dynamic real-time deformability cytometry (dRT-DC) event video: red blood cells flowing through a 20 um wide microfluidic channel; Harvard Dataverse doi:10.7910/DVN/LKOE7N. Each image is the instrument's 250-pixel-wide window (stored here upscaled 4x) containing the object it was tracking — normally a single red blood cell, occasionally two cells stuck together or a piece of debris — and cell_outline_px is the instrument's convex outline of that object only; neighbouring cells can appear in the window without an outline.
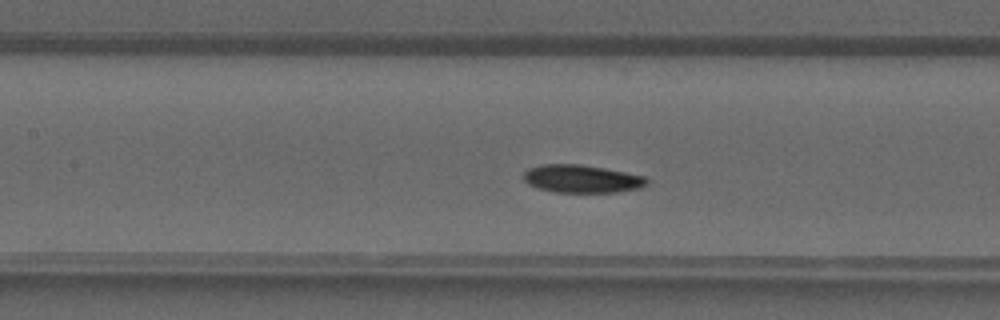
{"species": "common noctule bat (a hibernating species)", "species_latin": "Nyctalus noctula", "temperature_condition": "warm", "stored_images_in_passage": 29, "segment_of_instrument_passage": [1, 2], "camera_frame_rate_fps": 3000, "um_per_image_px": 0.085, "animal": {"sex": "male", "forearm_length_mm": 52.5}, "frame": {"image": 1, "passage_image": 6, "time_ms": 1.667, "image_size_px": [1000, 320], "cell_outline_px": [[648, 184], [640, 188], [616, 192], [556, 192], [536, 188], [528, 184], [524, 180], [524, 172], [528, 168], [540, 164], [580, 164], [604, 168], [644, 176], [648, 180]], "centroid_in_image_um": [49.42, 15.2], "position_along_channel_um": 158.0, "area_um2": 20.06}}
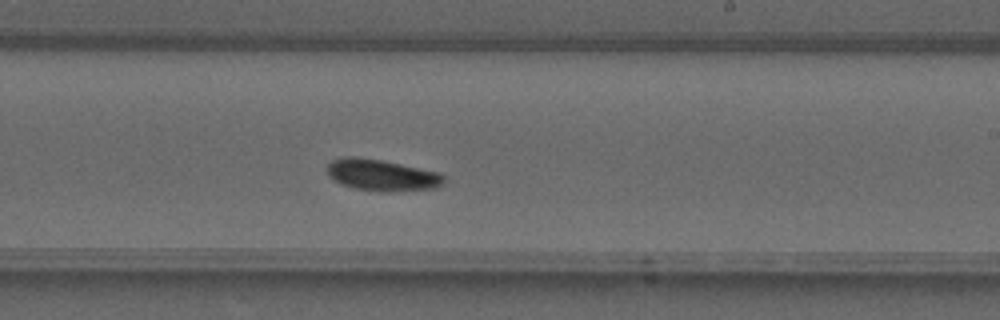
{"frame": {"image": 2, "passage_image": 12, "time_ms": 3.667, "image_size_px": [1000, 320], "cell_outline_px": [[444, 184], [436, 188], [388, 192], [356, 188], [340, 184], [332, 180], [328, 176], [328, 164], [332, 160], [344, 156], [356, 156], [380, 160], [440, 172], [444, 176]], "centroid_in_image_um": [32.45, 14.88], "position_along_channel_um": 256.5, "area_um2": 21.44}}
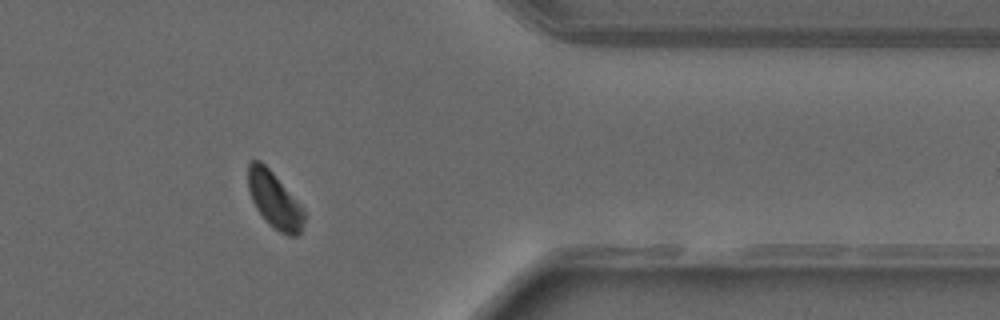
{"frame": {"image": 3, "passage_image": 21, "time_ms": 6.667, "image_size_px": [1000, 320], "cell_outline_px": [[304, 220], [300, 232], [296, 236], [288, 236], [280, 232], [268, 224], [256, 208], [252, 200], [248, 188], [248, 164], [252, 160], [260, 160], [272, 172], [304, 208]], "centroid_in_image_um": [23.32, 17.01], "position_along_channel_um": 388.1, "area_um2": 18.21}}